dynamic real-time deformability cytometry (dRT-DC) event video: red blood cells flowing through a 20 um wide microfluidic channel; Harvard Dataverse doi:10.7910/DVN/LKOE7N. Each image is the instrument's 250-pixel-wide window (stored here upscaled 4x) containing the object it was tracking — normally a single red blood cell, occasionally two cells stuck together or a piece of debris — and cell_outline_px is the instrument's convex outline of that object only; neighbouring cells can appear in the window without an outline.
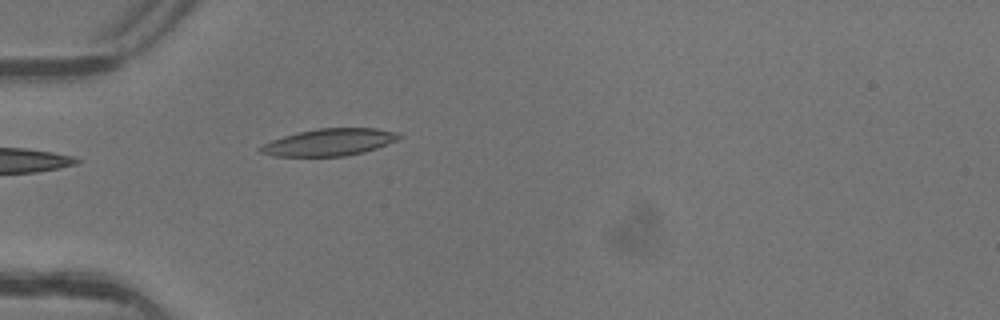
{"species": "common noctule bat (a hibernating species)", "species_latin": "Nyctalus noctula", "temperature_condition": "warm", "stored_images_in_passage": 4, "camera_frame_rate_fps": 3000, "um_per_image_px": 0.085, "animal": {"sex": "female"}, "frame": {"image": 1, "passage_image": 4, "time_ms": 1.0, "image_size_px": [1000, 320], "cell_outline_px": [[404, 136], [396, 140], [376, 148], [364, 152], [344, 156], [276, 156], [260, 152], [256, 148], [272, 140], [284, 136], [316, 128], [376, 128], [400, 132]], "centroid_in_image_um": [28.03, 12.08], "position_along_channel_um": 57.0, "area_um2": 21.79}}